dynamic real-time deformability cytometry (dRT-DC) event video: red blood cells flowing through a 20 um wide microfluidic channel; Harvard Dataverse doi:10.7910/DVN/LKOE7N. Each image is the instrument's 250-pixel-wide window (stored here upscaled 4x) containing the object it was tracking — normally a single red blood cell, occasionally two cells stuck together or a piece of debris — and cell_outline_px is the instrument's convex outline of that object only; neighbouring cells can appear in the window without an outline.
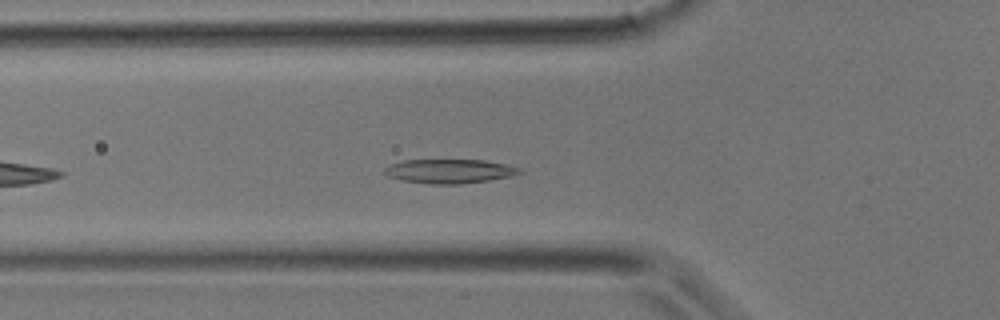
{"species": "common noctule bat (a hibernating species)", "species_latin": "Nyctalus noctula", "temperature_condition": "room temperature", "stored_images_in_passage": 23, "camera_frame_rate_fps": 3000, "um_per_image_px": 0.085, "animal": {"sex": "male", "body_mass_g": 17.9}, "frame": {"image": 1, "passage_image": 5, "time_ms": 1.333, "image_size_px": [1000, 320], "cell_outline_px": [[524, 172], [512, 176], [488, 180], [460, 184], [428, 184], [404, 180], [388, 176], [380, 172], [384, 168], [392, 164], [404, 160], [484, 160], [504, 164], [520, 168]], "centroid_in_image_um": [38.2, 14.55], "position_along_channel_um": 87.6, "area_um2": 18.96}}
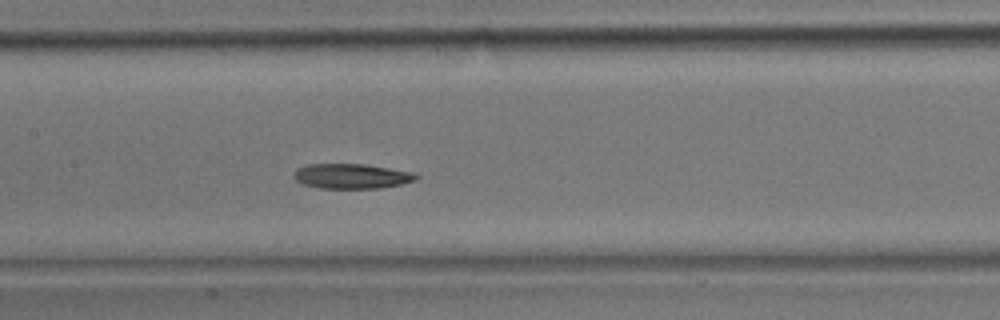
{"frame": {"image": 2, "passage_image": 10, "time_ms": 3.0, "image_size_px": [1000, 320], "cell_outline_px": [[420, 176], [416, 180], [400, 184], [380, 188], [320, 188], [300, 184], [292, 176], [296, 168], [308, 164], [364, 164], [416, 172]], "centroid_in_image_um": [29.88, 14.97], "position_along_channel_um": 177.5, "area_um2": 17.98}}
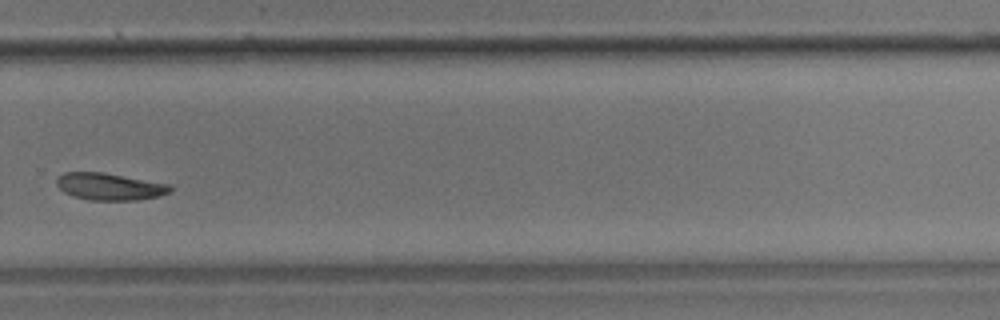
{"frame": {"image": 3, "passage_image": 18, "time_ms": 5.667, "image_size_px": [1000, 320], "cell_outline_px": [[172, 192], [160, 196], [136, 200], [88, 200], [72, 196], [64, 192], [56, 184], [56, 180], [64, 172], [100, 172], [172, 184]], "centroid_in_image_um": [9.35, 15.87], "position_along_channel_um": 320.4, "area_um2": 17.98}}